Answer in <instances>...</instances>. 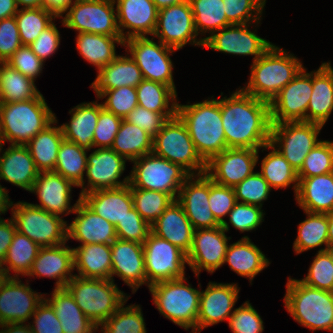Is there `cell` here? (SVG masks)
<instances>
[{
    "mask_svg": "<svg viewBox=\"0 0 333 333\" xmlns=\"http://www.w3.org/2000/svg\"><path fill=\"white\" fill-rule=\"evenodd\" d=\"M227 148L261 149L270 143V103L238 89L220 99Z\"/></svg>",
    "mask_w": 333,
    "mask_h": 333,
    "instance_id": "1",
    "label": "cell"
},
{
    "mask_svg": "<svg viewBox=\"0 0 333 333\" xmlns=\"http://www.w3.org/2000/svg\"><path fill=\"white\" fill-rule=\"evenodd\" d=\"M177 115L185 123L197 153L207 163L227 149L220 100L177 105Z\"/></svg>",
    "mask_w": 333,
    "mask_h": 333,
    "instance_id": "2",
    "label": "cell"
},
{
    "mask_svg": "<svg viewBox=\"0 0 333 333\" xmlns=\"http://www.w3.org/2000/svg\"><path fill=\"white\" fill-rule=\"evenodd\" d=\"M252 63L249 83L241 89L269 103L303 68L296 56L274 44Z\"/></svg>",
    "mask_w": 333,
    "mask_h": 333,
    "instance_id": "3",
    "label": "cell"
},
{
    "mask_svg": "<svg viewBox=\"0 0 333 333\" xmlns=\"http://www.w3.org/2000/svg\"><path fill=\"white\" fill-rule=\"evenodd\" d=\"M285 307L293 319L312 331H333V292L288 277Z\"/></svg>",
    "mask_w": 333,
    "mask_h": 333,
    "instance_id": "4",
    "label": "cell"
},
{
    "mask_svg": "<svg viewBox=\"0 0 333 333\" xmlns=\"http://www.w3.org/2000/svg\"><path fill=\"white\" fill-rule=\"evenodd\" d=\"M0 116L5 141L11 145H26L56 119L42 94L27 101L0 102Z\"/></svg>",
    "mask_w": 333,
    "mask_h": 333,
    "instance_id": "5",
    "label": "cell"
},
{
    "mask_svg": "<svg viewBox=\"0 0 333 333\" xmlns=\"http://www.w3.org/2000/svg\"><path fill=\"white\" fill-rule=\"evenodd\" d=\"M65 288L98 329L129 299L111 279L82 278L75 275Z\"/></svg>",
    "mask_w": 333,
    "mask_h": 333,
    "instance_id": "6",
    "label": "cell"
},
{
    "mask_svg": "<svg viewBox=\"0 0 333 333\" xmlns=\"http://www.w3.org/2000/svg\"><path fill=\"white\" fill-rule=\"evenodd\" d=\"M187 278L158 282L149 287L161 315L176 325L196 333L201 291L186 285Z\"/></svg>",
    "mask_w": 333,
    "mask_h": 333,
    "instance_id": "7",
    "label": "cell"
},
{
    "mask_svg": "<svg viewBox=\"0 0 333 333\" xmlns=\"http://www.w3.org/2000/svg\"><path fill=\"white\" fill-rule=\"evenodd\" d=\"M152 153L181 166L190 175L206 172V162L197 153L186 125L178 115L168 119L153 138Z\"/></svg>",
    "mask_w": 333,
    "mask_h": 333,
    "instance_id": "8",
    "label": "cell"
},
{
    "mask_svg": "<svg viewBox=\"0 0 333 333\" xmlns=\"http://www.w3.org/2000/svg\"><path fill=\"white\" fill-rule=\"evenodd\" d=\"M15 228L40 247H53L68 241L67 224L60 216L51 214L28 202H11Z\"/></svg>",
    "mask_w": 333,
    "mask_h": 333,
    "instance_id": "9",
    "label": "cell"
},
{
    "mask_svg": "<svg viewBox=\"0 0 333 333\" xmlns=\"http://www.w3.org/2000/svg\"><path fill=\"white\" fill-rule=\"evenodd\" d=\"M132 162L134 167L129 175L130 188L167 193L175 200L181 186L191 176L181 166L153 153L144 155Z\"/></svg>",
    "mask_w": 333,
    "mask_h": 333,
    "instance_id": "10",
    "label": "cell"
},
{
    "mask_svg": "<svg viewBox=\"0 0 333 333\" xmlns=\"http://www.w3.org/2000/svg\"><path fill=\"white\" fill-rule=\"evenodd\" d=\"M323 125L296 121L271 125L270 144L283 155L298 172L305 157L320 142L318 135Z\"/></svg>",
    "mask_w": 333,
    "mask_h": 333,
    "instance_id": "11",
    "label": "cell"
},
{
    "mask_svg": "<svg viewBox=\"0 0 333 333\" xmlns=\"http://www.w3.org/2000/svg\"><path fill=\"white\" fill-rule=\"evenodd\" d=\"M114 4V0H75L61 16L62 24L78 33L121 37Z\"/></svg>",
    "mask_w": 333,
    "mask_h": 333,
    "instance_id": "12",
    "label": "cell"
},
{
    "mask_svg": "<svg viewBox=\"0 0 333 333\" xmlns=\"http://www.w3.org/2000/svg\"><path fill=\"white\" fill-rule=\"evenodd\" d=\"M148 36H135L124 40L126 51L142 72L143 78L159 82L176 91L173 81V64L170 59L176 49L153 41Z\"/></svg>",
    "mask_w": 333,
    "mask_h": 333,
    "instance_id": "13",
    "label": "cell"
},
{
    "mask_svg": "<svg viewBox=\"0 0 333 333\" xmlns=\"http://www.w3.org/2000/svg\"><path fill=\"white\" fill-rule=\"evenodd\" d=\"M148 288L158 282L185 277L187 254L152 232L143 243Z\"/></svg>",
    "mask_w": 333,
    "mask_h": 333,
    "instance_id": "14",
    "label": "cell"
},
{
    "mask_svg": "<svg viewBox=\"0 0 333 333\" xmlns=\"http://www.w3.org/2000/svg\"><path fill=\"white\" fill-rule=\"evenodd\" d=\"M154 36L158 37L162 44L176 50L189 42L195 46H204L203 38H196L198 33L189 0L158 10Z\"/></svg>",
    "mask_w": 333,
    "mask_h": 333,
    "instance_id": "15",
    "label": "cell"
},
{
    "mask_svg": "<svg viewBox=\"0 0 333 333\" xmlns=\"http://www.w3.org/2000/svg\"><path fill=\"white\" fill-rule=\"evenodd\" d=\"M312 93V72H300L270 101L271 124L307 122V107Z\"/></svg>",
    "mask_w": 333,
    "mask_h": 333,
    "instance_id": "16",
    "label": "cell"
},
{
    "mask_svg": "<svg viewBox=\"0 0 333 333\" xmlns=\"http://www.w3.org/2000/svg\"><path fill=\"white\" fill-rule=\"evenodd\" d=\"M259 149L227 148L206 163L205 174L215 183L234 188L254 172Z\"/></svg>",
    "mask_w": 333,
    "mask_h": 333,
    "instance_id": "17",
    "label": "cell"
},
{
    "mask_svg": "<svg viewBox=\"0 0 333 333\" xmlns=\"http://www.w3.org/2000/svg\"><path fill=\"white\" fill-rule=\"evenodd\" d=\"M225 232L222 225L194 230L187 262L198 278L203 269L208 273H214L223 265L228 248L227 242L231 239L225 235Z\"/></svg>",
    "mask_w": 333,
    "mask_h": 333,
    "instance_id": "18",
    "label": "cell"
},
{
    "mask_svg": "<svg viewBox=\"0 0 333 333\" xmlns=\"http://www.w3.org/2000/svg\"><path fill=\"white\" fill-rule=\"evenodd\" d=\"M19 280L18 277H5L0 283V325L25 323L44 299V295Z\"/></svg>",
    "mask_w": 333,
    "mask_h": 333,
    "instance_id": "19",
    "label": "cell"
},
{
    "mask_svg": "<svg viewBox=\"0 0 333 333\" xmlns=\"http://www.w3.org/2000/svg\"><path fill=\"white\" fill-rule=\"evenodd\" d=\"M250 23L232 24L203 38L204 46L215 51L233 55H253V62L261 57L273 44L254 32Z\"/></svg>",
    "mask_w": 333,
    "mask_h": 333,
    "instance_id": "20",
    "label": "cell"
},
{
    "mask_svg": "<svg viewBox=\"0 0 333 333\" xmlns=\"http://www.w3.org/2000/svg\"><path fill=\"white\" fill-rule=\"evenodd\" d=\"M126 159L111 148L95 149L87 157V187L84 194L104 189L119 188L129 184L130 176L118 180L125 170Z\"/></svg>",
    "mask_w": 333,
    "mask_h": 333,
    "instance_id": "21",
    "label": "cell"
},
{
    "mask_svg": "<svg viewBox=\"0 0 333 333\" xmlns=\"http://www.w3.org/2000/svg\"><path fill=\"white\" fill-rule=\"evenodd\" d=\"M208 198L209 177L206 174L191 175L179 190L176 200L183 207L194 230L221 225L210 210Z\"/></svg>",
    "mask_w": 333,
    "mask_h": 333,
    "instance_id": "22",
    "label": "cell"
},
{
    "mask_svg": "<svg viewBox=\"0 0 333 333\" xmlns=\"http://www.w3.org/2000/svg\"><path fill=\"white\" fill-rule=\"evenodd\" d=\"M239 287L237 283L209 282L205 291H201L196 333L208 326L226 321L233 314L237 302Z\"/></svg>",
    "mask_w": 333,
    "mask_h": 333,
    "instance_id": "23",
    "label": "cell"
},
{
    "mask_svg": "<svg viewBox=\"0 0 333 333\" xmlns=\"http://www.w3.org/2000/svg\"><path fill=\"white\" fill-rule=\"evenodd\" d=\"M72 186L76 185L54 171L39 172L30 192L38 196L41 204L33 205L58 216L65 212V215L74 213L81 197L79 196L76 203L70 206Z\"/></svg>",
    "mask_w": 333,
    "mask_h": 333,
    "instance_id": "24",
    "label": "cell"
},
{
    "mask_svg": "<svg viewBox=\"0 0 333 333\" xmlns=\"http://www.w3.org/2000/svg\"><path fill=\"white\" fill-rule=\"evenodd\" d=\"M111 259V280L117 275L132 288V293L147 284L143 244L117 238L111 244Z\"/></svg>",
    "mask_w": 333,
    "mask_h": 333,
    "instance_id": "25",
    "label": "cell"
},
{
    "mask_svg": "<svg viewBox=\"0 0 333 333\" xmlns=\"http://www.w3.org/2000/svg\"><path fill=\"white\" fill-rule=\"evenodd\" d=\"M114 2L117 3L115 5L117 25L123 40L154 34L158 9L152 0H114ZM124 29L129 30L124 33Z\"/></svg>",
    "mask_w": 333,
    "mask_h": 333,
    "instance_id": "26",
    "label": "cell"
},
{
    "mask_svg": "<svg viewBox=\"0 0 333 333\" xmlns=\"http://www.w3.org/2000/svg\"><path fill=\"white\" fill-rule=\"evenodd\" d=\"M74 213L77 217L67 226L68 240L75 239L81 242L80 245H111L117 239L115 226L97 215L82 200L76 205Z\"/></svg>",
    "mask_w": 333,
    "mask_h": 333,
    "instance_id": "27",
    "label": "cell"
},
{
    "mask_svg": "<svg viewBox=\"0 0 333 333\" xmlns=\"http://www.w3.org/2000/svg\"><path fill=\"white\" fill-rule=\"evenodd\" d=\"M73 270V249L64 243L53 247H41L27 276L57 279L55 288L58 289L65 288L69 280L75 276L71 273Z\"/></svg>",
    "mask_w": 333,
    "mask_h": 333,
    "instance_id": "28",
    "label": "cell"
},
{
    "mask_svg": "<svg viewBox=\"0 0 333 333\" xmlns=\"http://www.w3.org/2000/svg\"><path fill=\"white\" fill-rule=\"evenodd\" d=\"M81 200L114 226L134 208L129 184L119 188L92 191L84 194Z\"/></svg>",
    "mask_w": 333,
    "mask_h": 333,
    "instance_id": "29",
    "label": "cell"
},
{
    "mask_svg": "<svg viewBox=\"0 0 333 333\" xmlns=\"http://www.w3.org/2000/svg\"><path fill=\"white\" fill-rule=\"evenodd\" d=\"M151 232L188 254L194 229L181 204L174 200L163 214L151 224Z\"/></svg>",
    "mask_w": 333,
    "mask_h": 333,
    "instance_id": "30",
    "label": "cell"
},
{
    "mask_svg": "<svg viewBox=\"0 0 333 333\" xmlns=\"http://www.w3.org/2000/svg\"><path fill=\"white\" fill-rule=\"evenodd\" d=\"M38 175L39 171L25 145L10 144L0 156V179L30 192Z\"/></svg>",
    "mask_w": 333,
    "mask_h": 333,
    "instance_id": "31",
    "label": "cell"
},
{
    "mask_svg": "<svg viewBox=\"0 0 333 333\" xmlns=\"http://www.w3.org/2000/svg\"><path fill=\"white\" fill-rule=\"evenodd\" d=\"M295 199L304 211L324 214L332 212L333 172L310 178H298Z\"/></svg>",
    "mask_w": 333,
    "mask_h": 333,
    "instance_id": "32",
    "label": "cell"
},
{
    "mask_svg": "<svg viewBox=\"0 0 333 333\" xmlns=\"http://www.w3.org/2000/svg\"><path fill=\"white\" fill-rule=\"evenodd\" d=\"M330 62L312 71V93L307 107V122L323 125L333 111V68Z\"/></svg>",
    "mask_w": 333,
    "mask_h": 333,
    "instance_id": "33",
    "label": "cell"
},
{
    "mask_svg": "<svg viewBox=\"0 0 333 333\" xmlns=\"http://www.w3.org/2000/svg\"><path fill=\"white\" fill-rule=\"evenodd\" d=\"M102 108L101 103L93 101L81 103L71 109L69 113L72 115L69 123H63L60 126L64 139L87 150L92 149L93 135Z\"/></svg>",
    "mask_w": 333,
    "mask_h": 333,
    "instance_id": "34",
    "label": "cell"
},
{
    "mask_svg": "<svg viewBox=\"0 0 333 333\" xmlns=\"http://www.w3.org/2000/svg\"><path fill=\"white\" fill-rule=\"evenodd\" d=\"M143 75L130 56L118 55L111 63L98 71L97 78L92 82L96 97L103 91L121 88L122 86L137 87Z\"/></svg>",
    "mask_w": 333,
    "mask_h": 333,
    "instance_id": "35",
    "label": "cell"
},
{
    "mask_svg": "<svg viewBox=\"0 0 333 333\" xmlns=\"http://www.w3.org/2000/svg\"><path fill=\"white\" fill-rule=\"evenodd\" d=\"M73 249L74 270L82 278L111 279V245L86 244Z\"/></svg>",
    "mask_w": 333,
    "mask_h": 333,
    "instance_id": "36",
    "label": "cell"
},
{
    "mask_svg": "<svg viewBox=\"0 0 333 333\" xmlns=\"http://www.w3.org/2000/svg\"><path fill=\"white\" fill-rule=\"evenodd\" d=\"M225 263L238 275L249 278L250 282L270 264L265 254L248 236L228 245L223 264Z\"/></svg>",
    "mask_w": 333,
    "mask_h": 333,
    "instance_id": "37",
    "label": "cell"
},
{
    "mask_svg": "<svg viewBox=\"0 0 333 333\" xmlns=\"http://www.w3.org/2000/svg\"><path fill=\"white\" fill-rule=\"evenodd\" d=\"M54 309L63 333H95L97 326L81 311L66 288L54 289L52 298H44Z\"/></svg>",
    "mask_w": 333,
    "mask_h": 333,
    "instance_id": "38",
    "label": "cell"
},
{
    "mask_svg": "<svg viewBox=\"0 0 333 333\" xmlns=\"http://www.w3.org/2000/svg\"><path fill=\"white\" fill-rule=\"evenodd\" d=\"M56 123L55 119L25 145L39 172L54 171L55 169L59 146L64 139L61 127L53 125Z\"/></svg>",
    "mask_w": 333,
    "mask_h": 333,
    "instance_id": "39",
    "label": "cell"
},
{
    "mask_svg": "<svg viewBox=\"0 0 333 333\" xmlns=\"http://www.w3.org/2000/svg\"><path fill=\"white\" fill-rule=\"evenodd\" d=\"M75 39L79 54L87 62L96 66L98 71L118 56L115 52V43L124 46L122 37L103 34L78 33Z\"/></svg>",
    "mask_w": 333,
    "mask_h": 333,
    "instance_id": "40",
    "label": "cell"
},
{
    "mask_svg": "<svg viewBox=\"0 0 333 333\" xmlns=\"http://www.w3.org/2000/svg\"><path fill=\"white\" fill-rule=\"evenodd\" d=\"M136 92L139 106L160 113L167 120L177 115V92L172 87L143 79L136 87Z\"/></svg>",
    "mask_w": 333,
    "mask_h": 333,
    "instance_id": "41",
    "label": "cell"
},
{
    "mask_svg": "<svg viewBox=\"0 0 333 333\" xmlns=\"http://www.w3.org/2000/svg\"><path fill=\"white\" fill-rule=\"evenodd\" d=\"M111 149L132 162L152 153L153 137L137 125L123 119Z\"/></svg>",
    "mask_w": 333,
    "mask_h": 333,
    "instance_id": "42",
    "label": "cell"
},
{
    "mask_svg": "<svg viewBox=\"0 0 333 333\" xmlns=\"http://www.w3.org/2000/svg\"><path fill=\"white\" fill-rule=\"evenodd\" d=\"M40 248L26 235L16 230L6 256L0 265L5 277H19L20 274L27 276ZM11 270L14 271L15 275L10 276Z\"/></svg>",
    "mask_w": 333,
    "mask_h": 333,
    "instance_id": "43",
    "label": "cell"
},
{
    "mask_svg": "<svg viewBox=\"0 0 333 333\" xmlns=\"http://www.w3.org/2000/svg\"><path fill=\"white\" fill-rule=\"evenodd\" d=\"M87 149L74 142L63 139L59 146L54 172L81 187L80 197L84 195V174L87 168Z\"/></svg>",
    "mask_w": 333,
    "mask_h": 333,
    "instance_id": "44",
    "label": "cell"
},
{
    "mask_svg": "<svg viewBox=\"0 0 333 333\" xmlns=\"http://www.w3.org/2000/svg\"><path fill=\"white\" fill-rule=\"evenodd\" d=\"M34 82L8 63L0 62V102L27 101L38 97L41 93Z\"/></svg>",
    "mask_w": 333,
    "mask_h": 333,
    "instance_id": "45",
    "label": "cell"
},
{
    "mask_svg": "<svg viewBox=\"0 0 333 333\" xmlns=\"http://www.w3.org/2000/svg\"><path fill=\"white\" fill-rule=\"evenodd\" d=\"M304 212L307 218L298 225V236L293 243L294 251L300 254L325 244L324 248L318 250L324 252L329 246L327 214Z\"/></svg>",
    "mask_w": 333,
    "mask_h": 333,
    "instance_id": "46",
    "label": "cell"
},
{
    "mask_svg": "<svg viewBox=\"0 0 333 333\" xmlns=\"http://www.w3.org/2000/svg\"><path fill=\"white\" fill-rule=\"evenodd\" d=\"M270 148L272 151L267 154L261 163V175L268 182L271 188H286L294 184L295 195L298 189L297 171L283 157V155L270 143L264 146L263 150Z\"/></svg>",
    "mask_w": 333,
    "mask_h": 333,
    "instance_id": "47",
    "label": "cell"
},
{
    "mask_svg": "<svg viewBox=\"0 0 333 333\" xmlns=\"http://www.w3.org/2000/svg\"><path fill=\"white\" fill-rule=\"evenodd\" d=\"M189 2L198 35L208 31L212 35L214 32L232 25L227 20L223 0H189Z\"/></svg>",
    "mask_w": 333,
    "mask_h": 333,
    "instance_id": "48",
    "label": "cell"
},
{
    "mask_svg": "<svg viewBox=\"0 0 333 333\" xmlns=\"http://www.w3.org/2000/svg\"><path fill=\"white\" fill-rule=\"evenodd\" d=\"M19 36L22 45L29 46L34 42L40 33L48 28L53 19L57 18L53 13L43 7L39 8H19L15 15Z\"/></svg>",
    "mask_w": 333,
    "mask_h": 333,
    "instance_id": "49",
    "label": "cell"
},
{
    "mask_svg": "<svg viewBox=\"0 0 333 333\" xmlns=\"http://www.w3.org/2000/svg\"><path fill=\"white\" fill-rule=\"evenodd\" d=\"M133 206L150 225L175 200L171 195L154 190L131 188Z\"/></svg>",
    "mask_w": 333,
    "mask_h": 333,
    "instance_id": "50",
    "label": "cell"
},
{
    "mask_svg": "<svg viewBox=\"0 0 333 333\" xmlns=\"http://www.w3.org/2000/svg\"><path fill=\"white\" fill-rule=\"evenodd\" d=\"M127 300L101 326V333H146L140 305L124 307Z\"/></svg>",
    "mask_w": 333,
    "mask_h": 333,
    "instance_id": "51",
    "label": "cell"
},
{
    "mask_svg": "<svg viewBox=\"0 0 333 333\" xmlns=\"http://www.w3.org/2000/svg\"><path fill=\"white\" fill-rule=\"evenodd\" d=\"M333 172V141L322 140L305 157L298 178H310Z\"/></svg>",
    "mask_w": 333,
    "mask_h": 333,
    "instance_id": "52",
    "label": "cell"
},
{
    "mask_svg": "<svg viewBox=\"0 0 333 333\" xmlns=\"http://www.w3.org/2000/svg\"><path fill=\"white\" fill-rule=\"evenodd\" d=\"M227 20L231 24L260 22L266 0H223ZM252 19V20H251Z\"/></svg>",
    "mask_w": 333,
    "mask_h": 333,
    "instance_id": "53",
    "label": "cell"
},
{
    "mask_svg": "<svg viewBox=\"0 0 333 333\" xmlns=\"http://www.w3.org/2000/svg\"><path fill=\"white\" fill-rule=\"evenodd\" d=\"M271 189L260 172H253L234 187V192L237 202L241 200L242 203L262 208V202L267 200Z\"/></svg>",
    "mask_w": 333,
    "mask_h": 333,
    "instance_id": "54",
    "label": "cell"
},
{
    "mask_svg": "<svg viewBox=\"0 0 333 333\" xmlns=\"http://www.w3.org/2000/svg\"><path fill=\"white\" fill-rule=\"evenodd\" d=\"M209 207L223 229L229 231V223L223 218L233 209L236 201L234 188L219 185L209 178Z\"/></svg>",
    "mask_w": 333,
    "mask_h": 333,
    "instance_id": "55",
    "label": "cell"
},
{
    "mask_svg": "<svg viewBox=\"0 0 333 333\" xmlns=\"http://www.w3.org/2000/svg\"><path fill=\"white\" fill-rule=\"evenodd\" d=\"M107 97L103 107L124 119L138 105L137 92L135 87L122 86L112 90L103 91L97 98Z\"/></svg>",
    "mask_w": 333,
    "mask_h": 333,
    "instance_id": "56",
    "label": "cell"
},
{
    "mask_svg": "<svg viewBox=\"0 0 333 333\" xmlns=\"http://www.w3.org/2000/svg\"><path fill=\"white\" fill-rule=\"evenodd\" d=\"M316 254L307 276L300 281L308 286L333 292L332 260L326 251Z\"/></svg>",
    "mask_w": 333,
    "mask_h": 333,
    "instance_id": "57",
    "label": "cell"
},
{
    "mask_svg": "<svg viewBox=\"0 0 333 333\" xmlns=\"http://www.w3.org/2000/svg\"><path fill=\"white\" fill-rule=\"evenodd\" d=\"M117 238L143 244L151 233V225L145 221L135 208L115 226Z\"/></svg>",
    "mask_w": 333,
    "mask_h": 333,
    "instance_id": "58",
    "label": "cell"
},
{
    "mask_svg": "<svg viewBox=\"0 0 333 333\" xmlns=\"http://www.w3.org/2000/svg\"><path fill=\"white\" fill-rule=\"evenodd\" d=\"M227 322L233 333H262L264 330L263 320L249 301L234 309Z\"/></svg>",
    "mask_w": 333,
    "mask_h": 333,
    "instance_id": "59",
    "label": "cell"
},
{
    "mask_svg": "<svg viewBox=\"0 0 333 333\" xmlns=\"http://www.w3.org/2000/svg\"><path fill=\"white\" fill-rule=\"evenodd\" d=\"M230 224L241 232L255 230L264 221L261 207L246 203L236 202L229 212Z\"/></svg>",
    "mask_w": 333,
    "mask_h": 333,
    "instance_id": "60",
    "label": "cell"
},
{
    "mask_svg": "<svg viewBox=\"0 0 333 333\" xmlns=\"http://www.w3.org/2000/svg\"><path fill=\"white\" fill-rule=\"evenodd\" d=\"M122 118L104 107L99 112L96 128L93 135V147L111 148L114 138L119 131Z\"/></svg>",
    "mask_w": 333,
    "mask_h": 333,
    "instance_id": "61",
    "label": "cell"
},
{
    "mask_svg": "<svg viewBox=\"0 0 333 333\" xmlns=\"http://www.w3.org/2000/svg\"><path fill=\"white\" fill-rule=\"evenodd\" d=\"M6 63L33 81L42 73L44 64L27 45H22Z\"/></svg>",
    "mask_w": 333,
    "mask_h": 333,
    "instance_id": "62",
    "label": "cell"
},
{
    "mask_svg": "<svg viewBox=\"0 0 333 333\" xmlns=\"http://www.w3.org/2000/svg\"><path fill=\"white\" fill-rule=\"evenodd\" d=\"M22 46L15 16L0 21V62L8 59Z\"/></svg>",
    "mask_w": 333,
    "mask_h": 333,
    "instance_id": "63",
    "label": "cell"
},
{
    "mask_svg": "<svg viewBox=\"0 0 333 333\" xmlns=\"http://www.w3.org/2000/svg\"><path fill=\"white\" fill-rule=\"evenodd\" d=\"M126 121L137 125L153 138L162 129L167 119L160 113L149 111L137 105L125 118Z\"/></svg>",
    "mask_w": 333,
    "mask_h": 333,
    "instance_id": "64",
    "label": "cell"
},
{
    "mask_svg": "<svg viewBox=\"0 0 333 333\" xmlns=\"http://www.w3.org/2000/svg\"><path fill=\"white\" fill-rule=\"evenodd\" d=\"M32 316L34 321L30 326L34 333H63L61 322L45 299L38 305Z\"/></svg>",
    "mask_w": 333,
    "mask_h": 333,
    "instance_id": "65",
    "label": "cell"
},
{
    "mask_svg": "<svg viewBox=\"0 0 333 333\" xmlns=\"http://www.w3.org/2000/svg\"><path fill=\"white\" fill-rule=\"evenodd\" d=\"M60 45V33L54 22L43 30L38 38L29 47L33 53L43 62L53 55Z\"/></svg>",
    "mask_w": 333,
    "mask_h": 333,
    "instance_id": "66",
    "label": "cell"
},
{
    "mask_svg": "<svg viewBox=\"0 0 333 333\" xmlns=\"http://www.w3.org/2000/svg\"><path fill=\"white\" fill-rule=\"evenodd\" d=\"M15 231L16 228L12 218L5 220L0 217V265L6 256Z\"/></svg>",
    "mask_w": 333,
    "mask_h": 333,
    "instance_id": "67",
    "label": "cell"
},
{
    "mask_svg": "<svg viewBox=\"0 0 333 333\" xmlns=\"http://www.w3.org/2000/svg\"><path fill=\"white\" fill-rule=\"evenodd\" d=\"M75 2L72 0H43V8L53 13L57 18L63 16V13Z\"/></svg>",
    "mask_w": 333,
    "mask_h": 333,
    "instance_id": "68",
    "label": "cell"
},
{
    "mask_svg": "<svg viewBox=\"0 0 333 333\" xmlns=\"http://www.w3.org/2000/svg\"><path fill=\"white\" fill-rule=\"evenodd\" d=\"M18 10L16 0H0V21L15 16Z\"/></svg>",
    "mask_w": 333,
    "mask_h": 333,
    "instance_id": "69",
    "label": "cell"
},
{
    "mask_svg": "<svg viewBox=\"0 0 333 333\" xmlns=\"http://www.w3.org/2000/svg\"><path fill=\"white\" fill-rule=\"evenodd\" d=\"M0 327L2 328L0 333H34L31 326L26 325V323H6L0 325Z\"/></svg>",
    "mask_w": 333,
    "mask_h": 333,
    "instance_id": "70",
    "label": "cell"
},
{
    "mask_svg": "<svg viewBox=\"0 0 333 333\" xmlns=\"http://www.w3.org/2000/svg\"><path fill=\"white\" fill-rule=\"evenodd\" d=\"M11 202L12 201L9 200L8 190L6 191V188L0 185V213L5 214L11 206Z\"/></svg>",
    "mask_w": 333,
    "mask_h": 333,
    "instance_id": "71",
    "label": "cell"
},
{
    "mask_svg": "<svg viewBox=\"0 0 333 333\" xmlns=\"http://www.w3.org/2000/svg\"><path fill=\"white\" fill-rule=\"evenodd\" d=\"M17 6L23 9L43 7V0H16Z\"/></svg>",
    "mask_w": 333,
    "mask_h": 333,
    "instance_id": "72",
    "label": "cell"
},
{
    "mask_svg": "<svg viewBox=\"0 0 333 333\" xmlns=\"http://www.w3.org/2000/svg\"><path fill=\"white\" fill-rule=\"evenodd\" d=\"M158 10L166 7H170L171 5H176L182 3L186 0H152Z\"/></svg>",
    "mask_w": 333,
    "mask_h": 333,
    "instance_id": "73",
    "label": "cell"
},
{
    "mask_svg": "<svg viewBox=\"0 0 333 333\" xmlns=\"http://www.w3.org/2000/svg\"><path fill=\"white\" fill-rule=\"evenodd\" d=\"M328 219V241L329 246H333V211L327 213Z\"/></svg>",
    "mask_w": 333,
    "mask_h": 333,
    "instance_id": "74",
    "label": "cell"
},
{
    "mask_svg": "<svg viewBox=\"0 0 333 333\" xmlns=\"http://www.w3.org/2000/svg\"><path fill=\"white\" fill-rule=\"evenodd\" d=\"M4 143H6V141H5L3 126H2V122H1V116H0V151L3 150Z\"/></svg>",
    "mask_w": 333,
    "mask_h": 333,
    "instance_id": "75",
    "label": "cell"
},
{
    "mask_svg": "<svg viewBox=\"0 0 333 333\" xmlns=\"http://www.w3.org/2000/svg\"><path fill=\"white\" fill-rule=\"evenodd\" d=\"M325 251L329 254L333 263V246H328Z\"/></svg>",
    "mask_w": 333,
    "mask_h": 333,
    "instance_id": "76",
    "label": "cell"
},
{
    "mask_svg": "<svg viewBox=\"0 0 333 333\" xmlns=\"http://www.w3.org/2000/svg\"><path fill=\"white\" fill-rule=\"evenodd\" d=\"M4 278H5V275H4L3 271L0 269V283L3 281Z\"/></svg>",
    "mask_w": 333,
    "mask_h": 333,
    "instance_id": "77",
    "label": "cell"
}]
</instances>
